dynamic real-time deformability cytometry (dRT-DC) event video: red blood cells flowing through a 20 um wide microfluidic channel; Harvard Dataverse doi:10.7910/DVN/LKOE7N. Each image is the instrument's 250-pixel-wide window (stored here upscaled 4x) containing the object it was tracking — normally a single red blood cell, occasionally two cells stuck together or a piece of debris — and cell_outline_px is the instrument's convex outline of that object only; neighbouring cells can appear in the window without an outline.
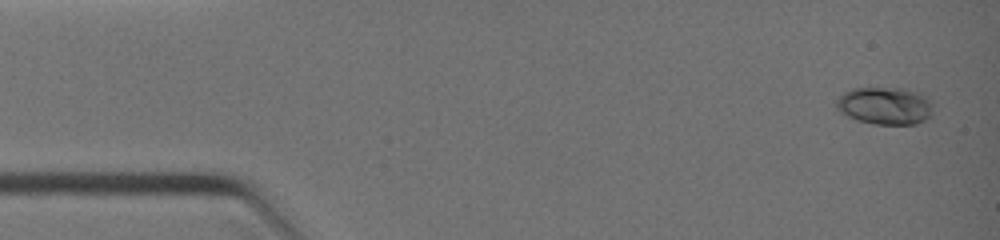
{"species": "common noctule bat (a hibernating species)", "species_latin": "Nyctalus noctula", "temperature_condition": "warm", "stored_images_in_passage": 7, "camera_frame_rate_fps": 3000, "um_per_image_px": 0.085, "animal": {"sex": "female", "body_mass_g": 19.0, "forearm_length_mm": 51.5}, "frame": {"image": 1, "passage_image": 1, "time_ms": 0.0, "image_size_px": [1000, 240], "cell_outline_px": [[932, 116], [916, 124], [872, 124], [856, 120], [840, 112], [836, 108], [836, 100], [844, 92], [852, 88], [904, 88], [920, 92], [932, 104]], "centroid_in_image_um": [75.22, 8.99], "position_along_channel_um": 9.8, "area_um2": 21.27}}
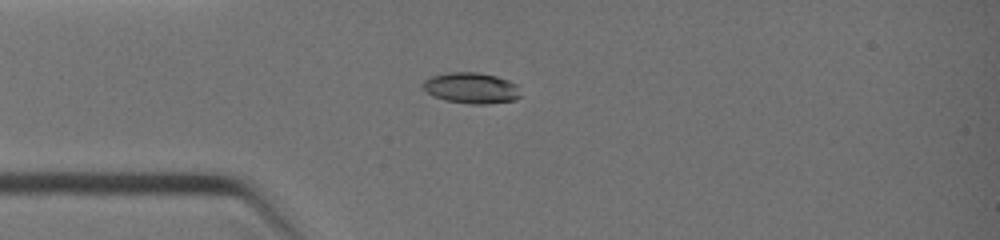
{"frame": {"image": 2, "passage_image": 6, "time_ms": 2.667, "image_size_px": [1000, 240], "cell_outline_px": [[520, 96], [516, 100], [488, 104], [468, 104], [444, 100], [432, 96], [420, 84], [424, 80], [432, 76], [444, 72], [480, 72], [496, 76], [508, 80], [516, 84]], "centroid_in_image_um": [40.03, 7.48], "position_along_channel_um": 45.0, "area_um2": 17.8}}